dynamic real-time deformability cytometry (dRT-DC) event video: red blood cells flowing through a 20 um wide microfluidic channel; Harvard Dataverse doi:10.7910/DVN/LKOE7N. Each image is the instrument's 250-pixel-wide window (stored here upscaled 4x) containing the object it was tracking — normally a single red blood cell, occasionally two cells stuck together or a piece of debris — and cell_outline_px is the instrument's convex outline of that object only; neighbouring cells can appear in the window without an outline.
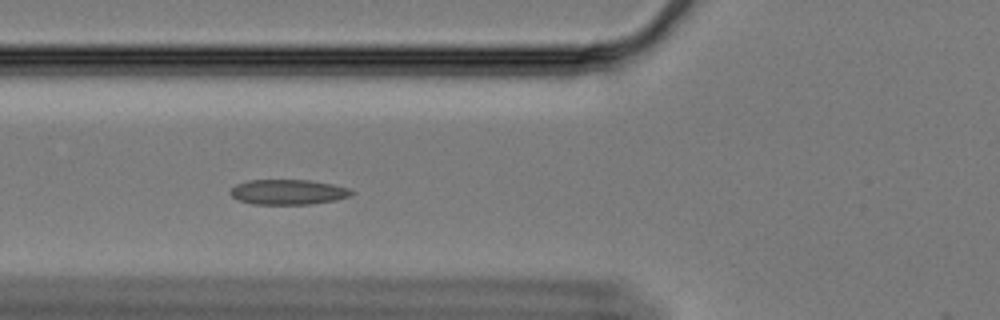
{"species": "Egyptian fruit bat (a non-hibernating species)", "species_latin": "Rousettus aegyptiacus", "temperature_condition": "cold", "stored_images_in_passage": 57, "camera_frame_rate_fps": 3000, "um_per_image_px": 0.085, "animal": {"sex": "female"}, "frame": {"image": 1, "passage_image": 20, "time_ms": 6.333, "image_size_px": [1000, 320], "cell_outline_px": [[356, 192], [352, 196], [336, 200], [312, 204], [252, 204], [236, 200], [228, 192], [236, 184], [248, 180], [308, 180], [332, 184], [348, 188]], "centroid_in_image_um": [24.49, 16.33], "position_along_channel_um": 101.3, "area_um2": 17.92}}
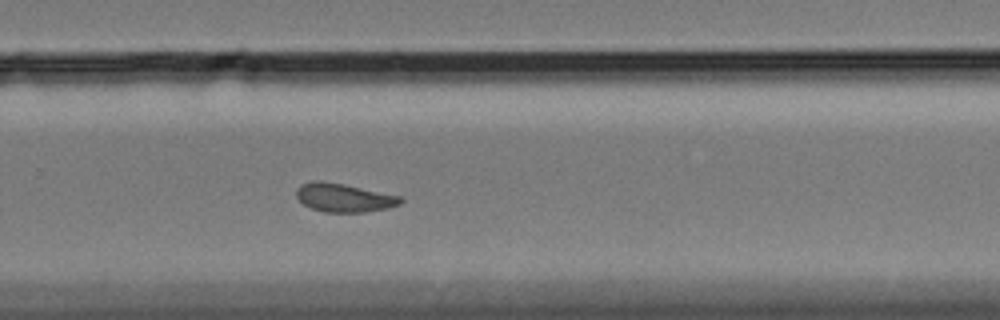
{"frame": {"image": 2, "passage_image": 38, "time_ms": 12.333, "image_size_px": [1000, 320], "cell_outline_px": [[404, 200], [400, 204], [388, 208], [364, 212], [324, 212], [312, 208], [304, 204], [296, 196], [296, 188], [300, 184], [312, 180], [324, 180], [344, 184], [400, 196]], "centroid_in_image_um": [29.21, 16.79], "position_along_channel_um": 300.6, "area_um2": 17.4}}
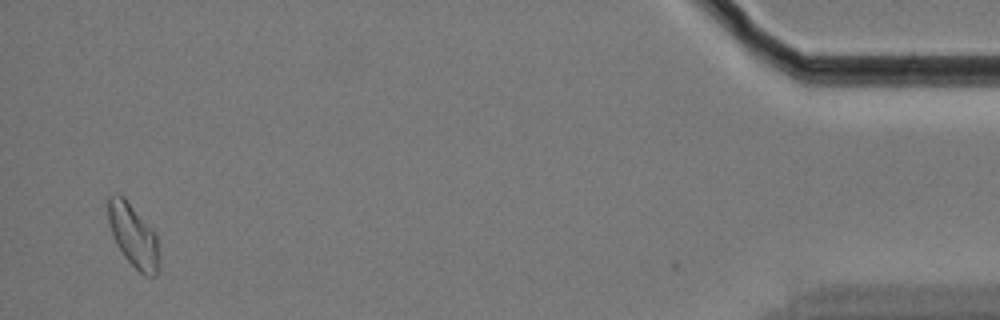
{"frame": {"image": 3, "passage_image": 56, "time_ms": 18.333, "image_size_px": [1000, 320], "cell_outline_px": [[160, 272], [156, 276], [144, 276], [124, 256], [116, 244], [112, 236], [108, 220], [108, 196], [120, 192], [124, 196], [156, 236], [160, 252]], "centroid_in_image_um": [11.34, 20.06], "position_along_channel_um": 423.9, "area_um2": 18.84}, "authors_computed_cell_mechanics": {"area_um2": 17.918, "velocity_mm_per_s": 3.3189, "shape_relaxation_time_tau1_ms": null, "shape_relaxation_time_tau2_ms": 4.1464, "deformation_change_tau1": null, "deformation_change_tau2": 0.065}}